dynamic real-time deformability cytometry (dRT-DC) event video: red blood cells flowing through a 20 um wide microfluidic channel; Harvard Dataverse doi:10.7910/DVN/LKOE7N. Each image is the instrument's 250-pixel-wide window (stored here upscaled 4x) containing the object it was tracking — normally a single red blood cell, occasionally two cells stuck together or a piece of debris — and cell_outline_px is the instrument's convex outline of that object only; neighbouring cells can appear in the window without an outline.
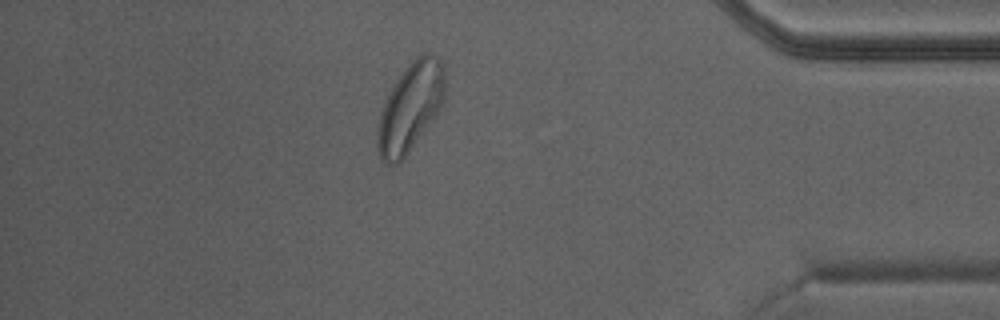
{"species": "Egyptian fruit bat (a non-hibernating species)", "species_latin": "Rousettus aegyptiacus", "temperature_condition": "warm", "stored_images_in_passage": 30, "camera_frame_rate_fps": 3000, "um_per_image_px": 0.085, "animal": {"sex": "male"}, "frame": {"image": 1, "passage_image": 26, "time_ms": 8.333, "image_size_px": [1000, 320], "cell_outline_px": [[444, 100], [440, 108], [432, 120], [408, 152], [396, 164], [388, 164], [380, 156], [376, 144], [376, 132], [380, 116], [384, 104], [396, 80], [408, 64], [420, 52], [432, 52], [444, 64]], "centroid_in_image_um": [34.89, 9.06], "position_along_channel_um": 400.3, "area_um2": 34.39}}